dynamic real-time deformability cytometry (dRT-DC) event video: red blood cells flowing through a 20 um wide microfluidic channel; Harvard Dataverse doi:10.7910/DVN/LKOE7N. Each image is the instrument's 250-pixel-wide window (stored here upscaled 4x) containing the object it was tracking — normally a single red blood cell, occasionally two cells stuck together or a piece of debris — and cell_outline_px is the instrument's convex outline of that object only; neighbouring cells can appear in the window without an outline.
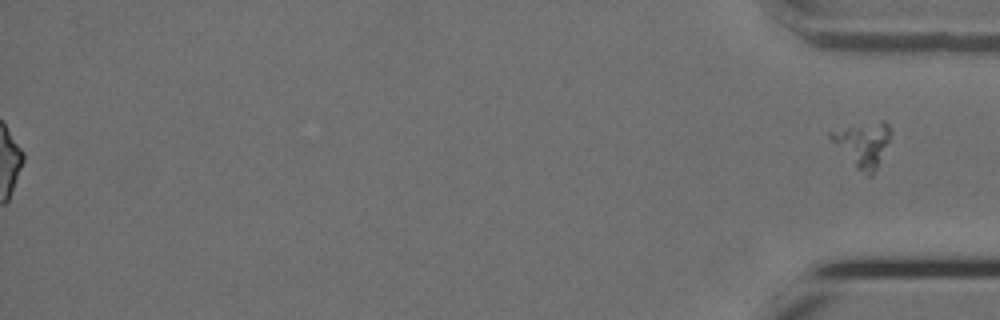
{"species": "Egyptian fruit bat (a non-hibernating species)", "species_latin": "Rousettus aegyptiacus", "temperature_condition": "cold", "stored_images_in_passage": 50, "segment_of_instrument_passage": [2, 2], "camera_frame_rate_fps": 3000, "um_per_image_px": 0.085, "animal": {"sex": "female"}, "frame": {"image": 1, "passage_image": 50, "time_ms": 16.333, "image_size_px": [1000, 320], "cell_outline_px": [[892, 132], [876, 168], [872, 176], [868, 176], [856, 168], [828, 136], [828, 132], [860, 124], [880, 120], [884, 120], [888, 124]], "centroid_in_image_um": [73.36, 12.24], "position_along_channel_um": 361.8, "area_um2": 15.14}}